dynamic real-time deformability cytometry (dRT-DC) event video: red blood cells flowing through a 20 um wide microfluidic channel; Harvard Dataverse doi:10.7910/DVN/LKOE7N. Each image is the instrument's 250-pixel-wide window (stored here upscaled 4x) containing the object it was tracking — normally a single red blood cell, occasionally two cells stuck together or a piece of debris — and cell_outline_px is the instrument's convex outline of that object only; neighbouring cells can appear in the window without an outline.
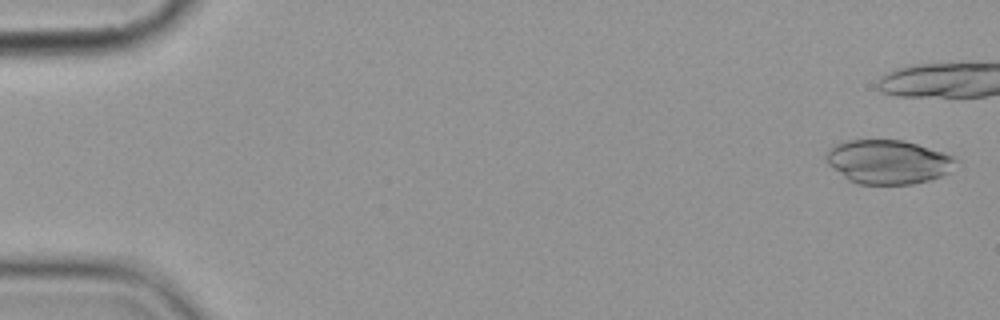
{"species": "common noctule bat (a hibernating species)", "species_latin": "Nyctalus noctula", "temperature_condition": "cold", "stored_images_in_passage": 8, "camera_frame_rate_fps": 3000, "um_per_image_px": 0.085, "animal": {"sex": "female", "body_mass_g": 19.9}, "frame": {"image": 1, "passage_image": 1, "time_ms": 0.0, "image_size_px": [1000, 320], "cell_outline_px": [[960, 160], [948, 172], [940, 176], [928, 180], [912, 184], [860, 184], [848, 180], [832, 168], [828, 164], [824, 156], [840, 140], [904, 140], [944, 152]], "centroid_in_image_um": [75.48, 13.75], "position_along_channel_um": 9.5, "area_um2": 33.29}}
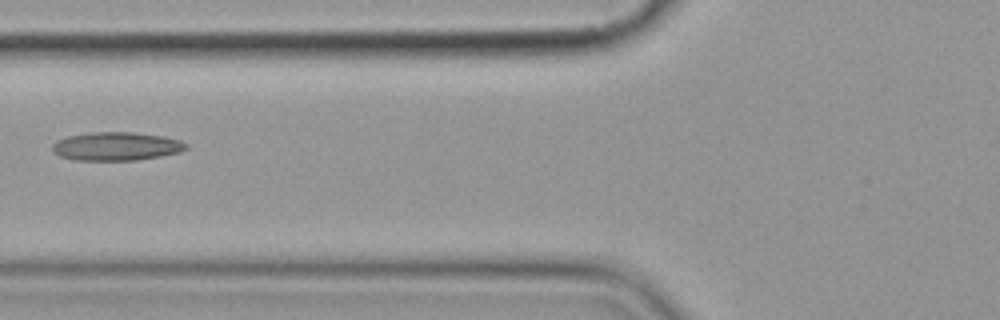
{"frame": {"image": 2, "passage_image": 8, "time_ms": 8.333, "image_size_px": [1000, 320], "cell_outline_px": [[188, 148], [180, 152], [160, 156], [136, 160], [76, 160], [60, 156], [52, 148], [52, 144], [56, 140], [68, 136], [92, 132], [132, 132], [164, 136], [180, 140], [188, 144]], "centroid_in_image_um": [9.91, 12.43], "position_along_channel_um": 115.9, "area_um2": 22.14}}